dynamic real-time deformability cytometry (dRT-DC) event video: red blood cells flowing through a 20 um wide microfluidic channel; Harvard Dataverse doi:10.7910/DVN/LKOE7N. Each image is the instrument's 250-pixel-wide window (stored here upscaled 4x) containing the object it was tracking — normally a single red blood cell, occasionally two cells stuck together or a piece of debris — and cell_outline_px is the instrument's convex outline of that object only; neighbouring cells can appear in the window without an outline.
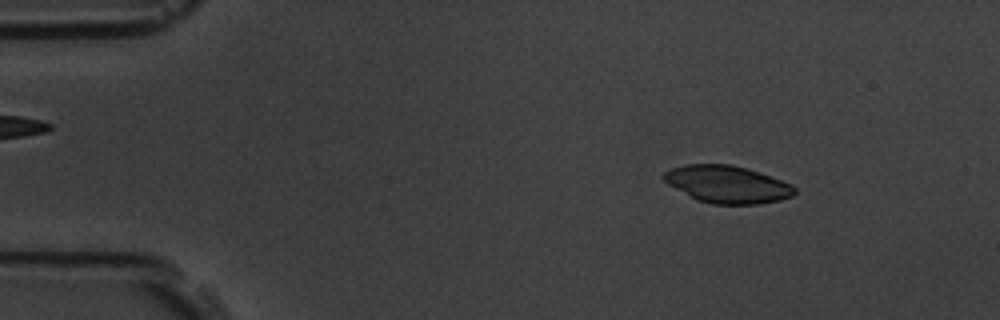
{"species": "common noctule bat (a hibernating species)", "species_latin": "Nyctalus noctula", "temperature_condition": "room temperature", "stored_images_in_passage": 50, "camera_frame_rate_fps": 3000, "um_per_image_px": 0.085, "animal": {"sex": "male", "body_mass_g": 19.5, "forearm_length_mm": 54.6}, "frame": {"image": 1, "passage_image": 4, "time_ms": 1.0, "image_size_px": [1000, 320], "cell_outline_px": [[796, 192], [792, 196], [780, 200], [760, 204], [712, 204], [696, 200], [668, 184], [660, 176], [664, 172], [672, 168], [684, 164], [732, 164], [748, 168], [792, 184], [796, 188]], "centroid_in_image_um": [61.81, 15.66], "position_along_channel_um": 23.2, "area_um2": 28.67}}